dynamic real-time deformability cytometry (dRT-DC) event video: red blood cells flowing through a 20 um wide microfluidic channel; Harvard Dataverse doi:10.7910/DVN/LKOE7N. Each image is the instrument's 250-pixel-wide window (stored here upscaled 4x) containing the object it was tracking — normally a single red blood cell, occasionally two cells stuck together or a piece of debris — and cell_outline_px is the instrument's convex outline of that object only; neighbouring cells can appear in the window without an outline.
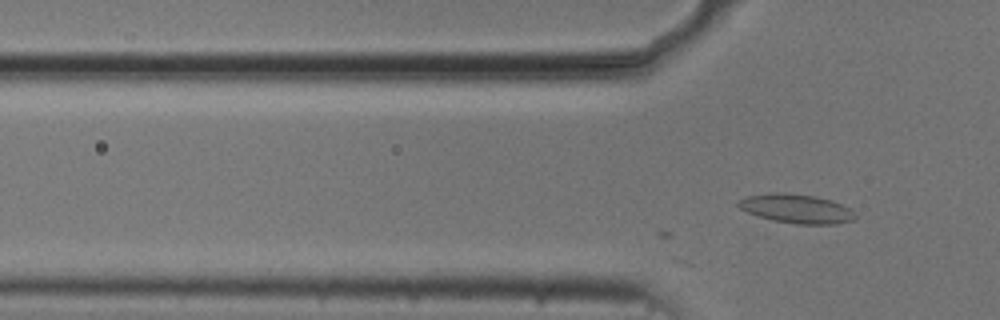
{"species": "common noctule bat (a hibernating species)", "species_latin": "Nyctalus noctula", "temperature_condition": "cold", "stored_images_in_passage": 15, "camera_frame_rate_fps": 3000, "um_per_image_px": 0.085, "animal": {"sex": "male", "body_mass_g": 20.5, "forearm_length_mm": 52.5}, "frame": {"image": 1, "passage_image": 15, "time_ms": 4.667, "image_size_px": [1000, 320], "cell_outline_px": [[856, 220], [836, 224], [796, 224], [772, 220], [756, 216], [740, 208], [736, 204], [736, 200], [744, 196], [768, 192], [784, 192], [816, 196], [832, 200], [856, 212]], "centroid_in_image_um": [67.66, 17.72], "position_along_channel_um": 58.1, "area_um2": 20.23}}